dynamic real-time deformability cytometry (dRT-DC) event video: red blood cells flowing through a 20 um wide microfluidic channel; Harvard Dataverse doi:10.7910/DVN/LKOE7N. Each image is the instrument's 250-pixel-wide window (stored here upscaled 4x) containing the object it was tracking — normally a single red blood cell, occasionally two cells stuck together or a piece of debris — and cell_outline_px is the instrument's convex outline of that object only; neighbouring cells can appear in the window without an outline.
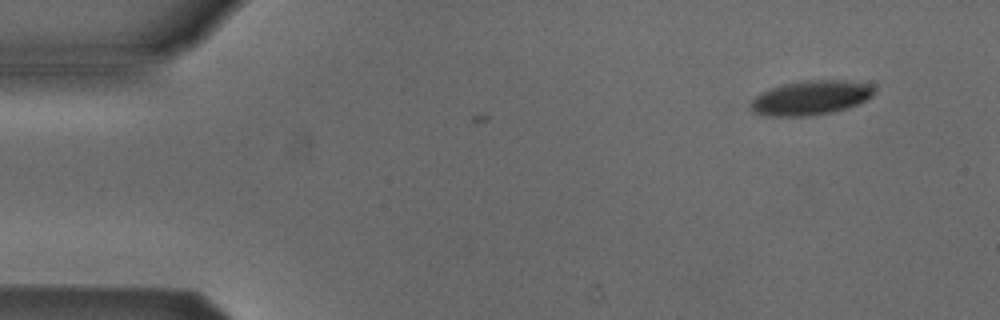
{"species": "Egyptian fruit bat (a non-hibernating species)", "species_latin": "Rousettus aegyptiacus", "temperature_condition": "cold", "stored_images_in_passage": 4, "camera_frame_rate_fps": 3000, "um_per_image_px": 0.085, "animal": {"sex": "male"}, "frame": {"image": 1, "passage_image": 4, "time_ms": 1.0, "image_size_px": [1000, 320], "cell_outline_px": [[876, 92], [872, 96], [848, 108], [832, 112], [808, 116], [768, 116], [752, 112], [748, 104], [756, 96], [772, 88], [784, 84], [804, 80], [844, 80], [872, 84]], "centroid_in_image_um": [68.92, 8.31], "position_along_channel_um": 16.1, "area_um2": 24.74}}